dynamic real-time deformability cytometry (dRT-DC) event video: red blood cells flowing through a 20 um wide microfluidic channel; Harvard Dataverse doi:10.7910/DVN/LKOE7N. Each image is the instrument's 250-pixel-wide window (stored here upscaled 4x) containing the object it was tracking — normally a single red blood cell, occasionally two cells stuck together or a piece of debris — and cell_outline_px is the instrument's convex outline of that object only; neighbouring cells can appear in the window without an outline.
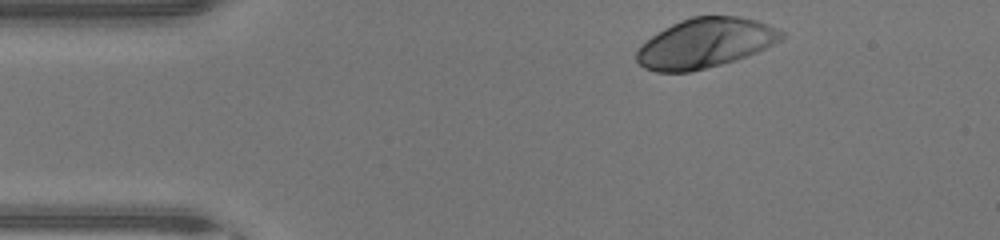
{"species": "human", "species_latin": "Homo sapiens", "temperature_condition": "warm", "stored_images_in_passage": 32, "camera_frame_rate_fps": 3000, "um_per_image_px": 0.085, "donor": {"sex": "male"}, "frame": {"image": 1, "passage_image": 1, "time_ms": 0.0, "image_size_px": [1000, 240], "cell_outline_px": [[784, 36], [780, 40], [756, 52], [736, 60], [688, 72], [656, 72], [644, 68], [636, 60], [636, 52], [640, 44], [664, 28], [680, 20], [692, 16], [736, 16], [756, 20], [768, 24], [784, 32]], "centroid_in_image_um": [59.91, 3.66], "position_along_channel_um": 25.1, "area_um2": 41.67}}
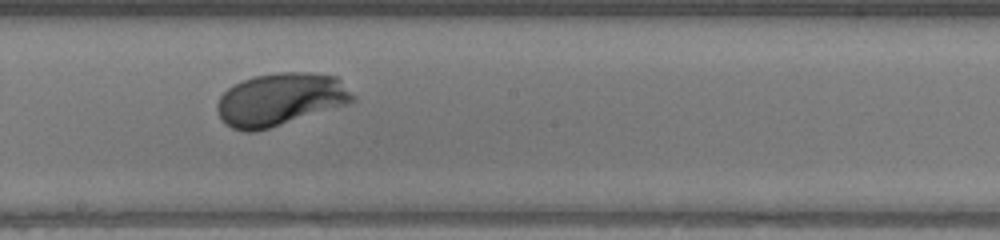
{"frame": {"image": 2, "passage_image": 19, "time_ms": 6.0, "image_size_px": [1000, 240], "cell_outline_px": [[356, 100], [348, 104], [268, 128], [252, 132], [244, 132], [232, 128], [224, 124], [216, 112], [216, 104], [220, 96], [228, 88], [252, 76], [276, 72], [308, 72], [336, 76], [356, 96]], "centroid_in_image_um": [23.81, 8.44], "position_along_channel_um": 224.4, "area_um2": 41.67}}
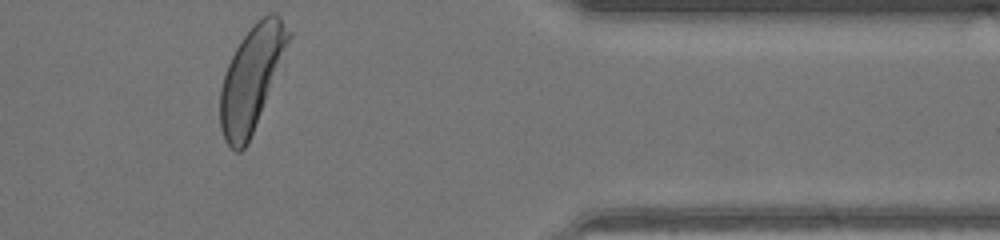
{"frame": {"image": 3, "passage_image": 32, "time_ms": 10.333, "image_size_px": [1000, 240], "cell_outline_px": [[292, 36], [252, 132], [244, 148], [240, 152], [236, 152], [224, 140], [220, 128], [220, 88], [228, 64], [236, 48], [244, 36], [256, 20], [268, 12], [276, 12], [280, 16], [292, 32]], "centroid_in_image_um": [21.37, 6.6], "position_along_channel_um": 390.0, "area_um2": 40.58}, "authors_computed_cell_mechanics": {"area_um2": 41.1536, "velocity_mm_per_s": 4.4245, "shape_relaxation_time_tau1_ms": 1.6056, "shape_relaxation_time_tau2_ms": null, "deformation_change_tau1": 0.1607, "deformation_change_tau2": null}}